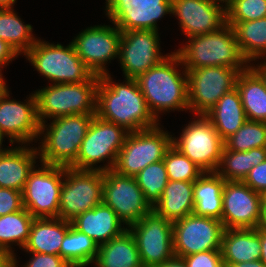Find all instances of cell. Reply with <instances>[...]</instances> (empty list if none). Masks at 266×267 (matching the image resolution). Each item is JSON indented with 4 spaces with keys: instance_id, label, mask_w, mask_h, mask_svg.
<instances>
[{
    "instance_id": "obj_17",
    "label": "cell",
    "mask_w": 266,
    "mask_h": 267,
    "mask_svg": "<svg viewBox=\"0 0 266 267\" xmlns=\"http://www.w3.org/2000/svg\"><path fill=\"white\" fill-rule=\"evenodd\" d=\"M160 50V36L157 31H121L118 61L124 78L136 79L170 54L163 56Z\"/></svg>"
},
{
    "instance_id": "obj_40",
    "label": "cell",
    "mask_w": 266,
    "mask_h": 267,
    "mask_svg": "<svg viewBox=\"0 0 266 267\" xmlns=\"http://www.w3.org/2000/svg\"><path fill=\"white\" fill-rule=\"evenodd\" d=\"M187 267H223L221 250L198 252L182 257Z\"/></svg>"
},
{
    "instance_id": "obj_22",
    "label": "cell",
    "mask_w": 266,
    "mask_h": 267,
    "mask_svg": "<svg viewBox=\"0 0 266 267\" xmlns=\"http://www.w3.org/2000/svg\"><path fill=\"white\" fill-rule=\"evenodd\" d=\"M122 223L114 210L103 202L71 221L75 229L92 238L98 246L128 229Z\"/></svg>"
},
{
    "instance_id": "obj_8",
    "label": "cell",
    "mask_w": 266,
    "mask_h": 267,
    "mask_svg": "<svg viewBox=\"0 0 266 267\" xmlns=\"http://www.w3.org/2000/svg\"><path fill=\"white\" fill-rule=\"evenodd\" d=\"M160 126L159 123L153 128L128 133L113 170L135 177L149 164L163 160L172 146L173 135Z\"/></svg>"
},
{
    "instance_id": "obj_44",
    "label": "cell",
    "mask_w": 266,
    "mask_h": 267,
    "mask_svg": "<svg viewBox=\"0 0 266 267\" xmlns=\"http://www.w3.org/2000/svg\"><path fill=\"white\" fill-rule=\"evenodd\" d=\"M19 55L15 52V50L8 45L4 40L0 39V69L4 68V66L9 65L10 62L15 60Z\"/></svg>"
},
{
    "instance_id": "obj_34",
    "label": "cell",
    "mask_w": 266,
    "mask_h": 267,
    "mask_svg": "<svg viewBox=\"0 0 266 267\" xmlns=\"http://www.w3.org/2000/svg\"><path fill=\"white\" fill-rule=\"evenodd\" d=\"M14 9H0V39L10 45L18 55H25L36 43L33 27L15 13Z\"/></svg>"
},
{
    "instance_id": "obj_15",
    "label": "cell",
    "mask_w": 266,
    "mask_h": 267,
    "mask_svg": "<svg viewBox=\"0 0 266 267\" xmlns=\"http://www.w3.org/2000/svg\"><path fill=\"white\" fill-rule=\"evenodd\" d=\"M102 202L114 210L127 228L152 210L135 177L113 169L104 171Z\"/></svg>"
},
{
    "instance_id": "obj_2",
    "label": "cell",
    "mask_w": 266,
    "mask_h": 267,
    "mask_svg": "<svg viewBox=\"0 0 266 267\" xmlns=\"http://www.w3.org/2000/svg\"><path fill=\"white\" fill-rule=\"evenodd\" d=\"M179 65L183 66L179 55L172 52L135 79L149 111L158 122L159 113L189 110L187 72L184 68L179 70Z\"/></svg>"
},
{
    "instance_id": "obj_33",
    "label": "cell",
    "mask_w": 266,
    "mask_h": 267,
    "mask_svg": "<svg viewBox=\"0 0 266 267\" xmlns=\"http://www.w3.org/2000/svg\"><path fill=\"white\" fill-rule=\"evenodd\" d=\"M33 220L34 217L25 208L0 216V255H16L12 250L16 244L23 249Z\"/></svg>"
},
{
    "instance_id": "obj_24",
    "label": "cell",
    "mask_w": 266,
    "mask_h": 267,
    "mask_svg": "<svg viewBox=\"0 0 266 267\" xmlns=\"http://www.w3.org/2000/svg\"><path fill=\"white\" fill-rule=\"evenodd\" d=\"M260 227L255 229H225L221 253L225 266L260 260Z\"/></svg>"
},
{
    "instance_id": "obj_16",
    "label": "cell",
    "mask_w": 266,
    "mask_h": 267,
    "mask_svg": "<svg viewBox=\"0 0 266 267\" xmlns=\"http://www.w3.org/2000/svg\"><path fill=\"white\" fill-rule=\"evenodd\" d=\"M113 25L87 27L72 40L77 55L99 77L108 74L105 65L119 57L121 30Z\"/></svg>"
},
{
    "instance_id": "obj_47",
    "label": "cell",
    "mask_w": 266,
    "mask_h": 267,
    "mask_svg": "<svg viewBox=\"0 0 266 267\" xmlns=\"http://www.w3.org/2000/svg\"><path fill=\"white\" fill-rule=\"evenodd\" d=\"M260 245H261L260 260L266 266V229L262 227H260Z\"/></svg>"
},
{
    "instance_id": "obj_26",
    "label": "cell",
    "mask_w": 266,
    "mask_h": 267,
    "mask_svg": "<svg viewBox=\"0 0 266 267\" xmlns=\"http://www.w3.org/2000/svg\"><path fill=\"white\" fill-rule=\"evenodd\" d=\"M194 181L168 180L160 200L152 208L157 214L174 222L194 212Z\"/></svg>"
},
{
    "instance_id": "obj_3",
    "label": "cell",
    "mask_w": 266,
    "mask_h": 267,
    "mask_svg": "<svg viewBox=\"0 0 266 267\" xmlns=\"http://www.w3.org/2000/svg\"><path fill=\"white\" fill-rule=\"evenodd\" d=\"M186 72L202 67L220 66L245 71L250 64L242 56L233 28L226 23L219 30L190 36L186 44L176 50Z\"/></svg>"
},
{
    "instance_id": "obj_41",
    "label": "cell",
    "mask_w": 266,
    "mask_h": 267,
    "mask_svg": "<svg viewBox=\"0 0 266 267\" xmlns=\"http://www.w3.org/2000/svg\"><path fill=\"white\" fill-rule=\"evenodd\" d=\"M22 192L0 187V216L22 210Z\"/></svg>"
},
{
    "instance_id": "obj_52",
    "label": "cell",
    "mask_w": 266,
    "mask_h": 267,
    "mask_svg": "<svg viewBox=\"0 0 266 267\" xmlns=\"http://www.w3.org/2000/svg\"><path fill=\"white\" fill-rule=\"evenodd\" d=\"M16 0H0V9H13Z\"/></svg>"
},
{
    "instance_id": "obj_25",
    "label": "cell",
    "mask_w": 266,
    "mask_h": 267,
    "mask_svg": "<svg viewBox=\"0 0 266 267\" xmlns=\"http://www.w3.org/2000/svg\"><path fill=\"white\" fill-rule=\"evenodd\" d=\"M71 225L61 218H34L24 251L60 256L62 241Z\"/></svg>"
},
{
    "instance_id": "obj_39",
    "label": "cell",
    "mask_w": 266,
    "mask_h": 267,
    "mask_svg": "<svg viewBox=\"0 0 266 267\" xmlns=\"http://www.w3.org/2000/svg\"><path fill=\"white\" fill-rule=\"evenodd\" d=\"M266 17V0H233L226 7V22L254 21Z\"/></svg>"
},
{
    "instance_id": "obj_38",
    "label": "cell",
    "mask_w": 266,
    "mask_h": 267,
    "mask_svg": "<svg viewBox=\"0 0 266 267\" xmlns=\"http://www.w3.org/2000/svg\"><path fill=\"white\" fill-rule=\"evenodd\" d=\"M163 162L168 180L171 181H195L204 173L199 166L173 145L166 152Z\"/></svg>"
},
{
    "instance_id": "obj_9",
    "label": "cell",
    "mask_w": 266,
    "mask_h": 267,
    "mask_svg": "<svg viewBox=\"0 0 266 267\" xmlns=\"http://www.w3.org/2000/svg\"><path fill=\"white\" fill-rule=\"evenodd\" d=\"M104 171L78 170L64 166L58 218L71 222L102 203Z\"/></svg>"
},
{
    "instance_id": "obj_30",
    "label": "cell",
    "mask_w": 266,
    "mask_h": 267,
    "mask_svg": "<svg viewBox=\"0 0 266 267\" xmlns=\"http://www.w3.org/2000/svg\"><path fill=\"white\" fill-rule=\"evenodd\" d=\"M247 120L266 122V86L262 78L249 66L236 80Z\"/></svg>"
},
{
    "instance_id": "obj_48",
    "label": "cell",
    "mask_w": 266,
    "mask_h": 267,
    "mask_svg": "<svg viewBox=\"0 0 266 267\" xmlns=\"http://www.w3.org/2000/svg\"><path fill=\"white\" fill-rule=\"evenodd\" d=\"M253 65L254 63H250V67L262 78L266 86V58L263 62L261 61L259 65Z\"/></svg>"
},
{
    "instance_id": "obj_29",
    "label": "cell",
    "mask_w": 266,
    "mask_h": 267,
    "mask_svg": "<svg viewBox=\"0 0 266 267\" xmlns=\"http://www.w3.org/2000/svg\"><path fill=\"white\" fill-rule=\"evenodd\" d=\"M225 179L217 172H204L194 181V214L221 220Z\"/></svg>"
},
{
    "instance_id": "obj_42",
    "label": "cell",
    "mask_w": 266,
    "mask_h": 267,
    "mask_svg": "<svg viewBox=\"0 0 266 267\" xmlns=\"http://www.w3.org/2000/svg\"><path fill=\"white\" fill-rule=\"evenodd\" d=\"M243 182L253 191L266 196V160L253 167Z\"/></svg>"
},
{
    "instance_id": "obj_6",
    "label": "cell",
    "mask_w": 266,
    "mask_h": 267,
    "mask_svg": "<svg viewBox=\"0 0 266 267\" xmlns=\"http://www.w3.org/2000/svg\"><path fill=\"white\" fill-rule=\"evenodd\" d=\"M24 57L53 84L85 82L94 75L77 55L72 42L63 46L37 39Z\"/></svg>"
},
{
    "instance_id": "obj_46",
    "label": "cell",
    "mask_w": 266,
    "mask_h": 267,
    "mask_svg": "<svg viewBox=\"0 0 266 267\" xmlns=\"http://www.w3.org/2000/svg\"><path fill=\"white\" fill-rule=\"evenodd\" d=\"M157 267H187V265L183 258L174 256Z\"/></svg>"
},
{
    "instance_id": "obj_31",
    "label": "cell",
    "mask_w": 266,
    "mask_h": 267,
    "mask_svg": "<svg viewBox=\"0 0 266 267\" xmlns=\"http://www.w3.org/2000/svg\"><path fill=\"white\" fill-rule=\"evenodd\" d=\"M233 28L242 56L250 62L266 58V17L246 22H226Z\"/></svg>"
},
{
    "instance_id": "obj_12",
    "label": "cell",
    "mask_w": 266,
    "mask_h": 267,
    "mask_svg": "<svg viewBox=\"0 0 266 267\" xmlns=\"http://www.w3.org/2000/svg\"><path fill=\"white\" fill-rule=\"evenodd\" d=\"M239 71L230 67L210 66L187 72L189 112L205 115L226 93L236 88Z\"/></svg>"
},
{
    "instance_id": "obj_18",
    "label": "cell",
    "mask_w": 266,
    "mask_h": 267,
    "mask_svg": "<svg viewBox=\"0 0 266 267\" xmlns=\"http://www.w3.org/2000/svg\"><path fill=\"white\" fill-rule=\"evenodd\" d=\"M263 197L243 181H225L221 216L224 229L258 228Z\"/></svg>"
},
{
    "instance_id": "obj_7",
    "label": "cell",
    "mask_w": 266,
    "mask_h": 267,
    "mask_svg": "<svg viewBox=\"0 0 266 267\" xmlns=\"http://www.w3.org/2000/svg\"><path fill=\"white\" fill-rule=\"evenodd\" d=\"M128 133L123 127L95 115L82 141L78 156L69 167L97 171L113 169ZM105 161L107 164L104 166L97 165Z\"/></svg>"
},
{
    "instance_id": "obj_54",
    "label": "cell",
    "mask_w": 266,
    "mask_h": 267,
    "mask_svg": "<svg viewBox=\"0 0 266 267\" xmlns=\"http://www.w3.org/2000/svg\"><path fill=\"white\" fill-rule=\"evenodd\" d=\"M212 1L218 4L222 3V6L226 8L233 0H212Z\"/></svg>"
},
{
    "instance_id": "obj_32",
    "label": "cell",
    "mask_w": 266,
    "mask_h": 267,
    "mask_svg": "<svg viewBox=\"0 0 266 267\" xmlns=\"http://www.w3.org/2000/svg\"><path fill=\"white\" fill-rule=\"evenodd\" d=\"M266 160V147L232 151L225 146L217 173L226 181H243L248 172Z\"/></svg>"
},
{
    "instance_id": "obj_45",
    "label": "cell",
    "mask_w": 266,
    "mask_h": 267,
    "mask_svg": "<svg viewBox=\"0 0 266 267\" xmlns=\"http://www.w3.org/2000/svg\"><path fill=\"white\" fill-rule=\"evenodd\" d=\"M16 255H0V267H18Z\"/></svg>"
},
{
    "instance_id": "obj_13",
    "label": "cell",
    "mask_w": 266,
    "mask_h": 267,
    "mask_svg": "<svg viewBox=\"0 0 266 267\" xmlns=\"http://www.w3.org/2000/svg\"><path fill=\"white\" fill-rule=\"evenodd\" d=\"M128 229L134 236L143 265L157 267L175 256L173 222L153 209Z\"/></svg>"
},
{
    "instance_id": "obj_49",
    "label": "cell",
    "mask_w": 266,
    "mask_h": 267,
    "mask_svg": "<svg viewBox=\"0 0 266 267\" xmlns=\"http://www.w3.org/2000/svg\"><path fill=\"white\" fill-rule=\"evenodd\" d=\"M230 267H266L261 260L232 264Z\"/></svg>"
},
{
    "instance_id": "obj_4",
    "label": "cell",
    "mask_w": 266,
    "mask_h": 267,
    "mask_svg": "<svg viewBox=\"0 0 266 267\" xmlns=\"http://www.w3.org/2000/svg\"><path fill=\"white\" fill-rule=\"evenodd\" d=\"M95 115H66L51 119L50 124L42 123L39 130L41 145L37 148L39 161L69 167L76 160Z\"/></svg>"
},
{
    "instance_id": "obj_27",
    "label": "cell",
    "mask_w": 266,
    "mask_h": 267,
    "mask_svg": "<svg viewBox=\"0 0 266 267\" xmlns=\"http://www.w3.org/2000/svg\"><path fill=\"white\" fill-rule=\"evenodd\" d=\"M205 116L224 141L247 120L240 94L236 88L224 94Z\"/></svg>"
},
{
    "instance_id": "obj_37",
    "label": "cell",
    "mask_w": 266,
    "mask_h": 267,
    "mask_svg": "<svg viewBox=\"0 0 266 267\" xmlns=\"http://www.w3.org/2000/svg\"><path fill=\"white\" fill-rule=\"evenodd\" d=\"M225 147L232 151H249L252 148L266 147V122H246L224 141Z\"/></svg>"
},
{
    "instance_id": "obj_20",
    "label": "cell",
    "mask_w": 266,
    "mask_h": 267,
    "mask_svg": "<svg viewBox=\"0 0 266 267\" xmlns=\"http://www.w3.org/2000/svg\"><path fill=\"white\" fill-rule=\"evenodd\" d=\"M9 92L8 90L0 98V130L9 138L11 147L15 143L30 146L36 139L38 141L41 126L35 93L21 102L10 99Z\"/></svg>"
},
{
    "instance_id": "obj_50",
    "label": "cell",
    "mask_w": 266,
    "mask_h": 267,
    "mask_svg": "<svg viewBox=\"0 0 266 267\" xmlns=\"http://www.w3.org/2000/svg\"><path fill=\"white\" fill-rule=\"evenodd\" d=\"M259 227L266 229V196H264L262 200L261 221Z\"/></svg>"
},
{
    "instance_id": "obj_19",
    "label": "cell",
    "mask_w": 266,
    "mask_h": 267,
    "mask_svg": "<svg viewBox=\"0 0 266 267\" xmlns=\"http://www.w3.org/2000/svg\"><path fill=\"white\" fill-rule=\"evenodd\" d=\"M106 16L121 31L158 30L157 22L171 14L172 0H105Z\"/></svg>"
},
{
    "instance_id": "obj_53",
    "label": "cell",
    "mask_w": 266,
    "mask_h": 267,
    "mask_svg": "<svg viewBox=\"0 0 266 267\" xmlns=\"http://www.w3.org/2000/svg\"><path fill=\"white\" fill-rule=\"evenodd\" d=\"M4 134L2 133V131L0 130V155L5 152L8 148H2V143H3V139H4Z\"/></svg>"
},
{
    "instance_id": "obj_5",
    "label": "cell",
    "mask_w": 266,
    "mask_h": 267,
    "mask_svg": "<svg viewBox=\"0 0 266 267\" xmlns=\"http://www.w3.org/2000/svg\"><path fill=\"white\" fill-rule=\"evenodd\" d=\"M99 80V76L93 75L85 82L52 83L35 91L40 124L60 116L96 114Z\"/></svg>"
},
{
    "instance_id": "obj_51",
    "label": "cell",
    "mask_w": 266,
    "mask_h": 267,
    "mask_svg": "<svg viewBox=\"0 0 266 267\" xmlns=\"http://www.w3.org/2000/svg\"><path fill=\"white\" fill-rule=\"evenodd\" d=\"M2 70L3 69H0V98L8 91V87H7V84L5 83L6 81H4V77L3 74H2Z\"/></svg>"
},
{
    "instance_id": "obj_21",
    "label": "cell",
    "mask_w": 266,
    "mask_h": 267,
    "mask_svg": "<svg viewBox=\"0 0 266 267\" xmlns=\"http://www.w3.org/2000/svg\"><path fill=\"white\" fill-rule=\"evenodd\" d=\"M171 8L187 37L204 35L226 24V8L212 0H172Z\"/></svg>"
},
{
    "instance_id": "obj_1",
    "label": "cell",
    "mask_w": 266,
    "mask_h": 267,
    "mask_svg": "<svg viewBox=\"0 0 266 267\" xmlns=\"http://www.w3.org/2000/svg\"><path fill=\"white\" fill-rule=\"evenodd\" d=\"M96 116L123 127L129 133L153 128L160 123L149 111L135 79L125 78L118 84L109 73L100 76Z\"/></svg>"
},
{
    "instance_id": "obj_11",
    "label": "cell",
    "mask_w": 266,
    "mask_h": 267,
    "mask_svg": "<svg viewBox=\"0 0 266 267\" xmlns=\"http://www.w3.org/2000/svg\"><path fill=\"white\" fill-rule=\"evenodd\" d=\"M63 179L64 166L35 165L22 191L24 208L34 218H58Z\"/></svg>"
},
{
    "instance_id": "obj_28",
    "label": "cell",
    "mask_w": 266,
    "mask_h": 267,
    "mask_svg": "<svg viewBox=\"0 0 266 267\" xmlns=\"http://www.w3.org/2000/svg\"><path fill=\"white\" fill-rule=\"evenodd\" d=\"M94 267H138L142 265L134 236L126 229L99 246Z\"/></svg>"
},
{
    "instance_id": "obj_43",
    "label": "cell",
    "mask_w": 266,
    "mask_h": 267,
    "mask_svg": "<svg viewBox=\"0 0 266 267\" xmlns=\"http://www.w3.org/2000/svg\"><path fill=\"white\" fill-rule=\"evenodd\" d=\"M32 257L21 267H72L64 258L59 255L34 253Z\"/></svg>"
},
{
    "instance_id": "obj_10",
    "label": "cell",
    "mask_w": 266,
    "mask_h": 267,
    "mask_svg": "<svg viewBox=\"0 0 266 267\" xmlns=\"http://www.w3.org/2000/svg\"><path fill=\"white\" fill-rule=\"evenodd\" d=\"M180 133L172 145L203 172H216L221 161L224 140L205 115H197Z\"/></svg>"
},
{
    "instance_id": "obj_14",
    "label": "cell",
    "mask_w": 266,
    "mask_h": 267,
    "mask_svg": "<svg viewBox=\"0 0 266 267\" xmlns=\"http://www.w3.org/2000/svg\"><path fill=\"white\" fill-rule=\"evenodd\" d=\"M224 227L221 220L194 213L173 222V250L177 257L221 250Z\"/></svg>"
},
{
    "instance_id": "obj_35",
    "label": "cell",
    "mask_w": 266,
    "mask_h": 267,
    "mask_svg": "<svg viewBox=\"0 0 266 267\" xmlns=\"http://www.w3.org/2000/svg\"><path fill=\"white\" fill-rule=\"evenodd\" d=\"M98 249L92 238L71 225L62 241L60 256L72 267H87L94 263Z\"/></svg>"
},
{
    "instance_id": "obj_36",
    "label": "cell",
    "mask_w": 266,
    "mask_h": 267,
    "mask_svg": "<svg viewBox=\"0 0 266 267\" xmlns=\"http://www.w3.org/2000/svg\"><path fill=\"white\" fill-rule=\"evenodd\" d=\"M135 179L144 194L145 200L153 208L160 200L168 183L167 171L163 160L146 166L135 176Z\"/></svg>"
},
{
    "instance_id": "obj_23",
    "label": "cell",
    "mask_w": 266,
    "mask_h": 267,
    "mask_svg": "<svg viewBox=\"0 0 266 267\" xmlns=\"http://www.w3.org/2000/svg\"><path fill=\"white\" fill-rule=\"evenodd\" d=\"M9 148L0 155V187L23 191L30 171L36 165L37 147Z\"/></svg>"
}]
</instances>
